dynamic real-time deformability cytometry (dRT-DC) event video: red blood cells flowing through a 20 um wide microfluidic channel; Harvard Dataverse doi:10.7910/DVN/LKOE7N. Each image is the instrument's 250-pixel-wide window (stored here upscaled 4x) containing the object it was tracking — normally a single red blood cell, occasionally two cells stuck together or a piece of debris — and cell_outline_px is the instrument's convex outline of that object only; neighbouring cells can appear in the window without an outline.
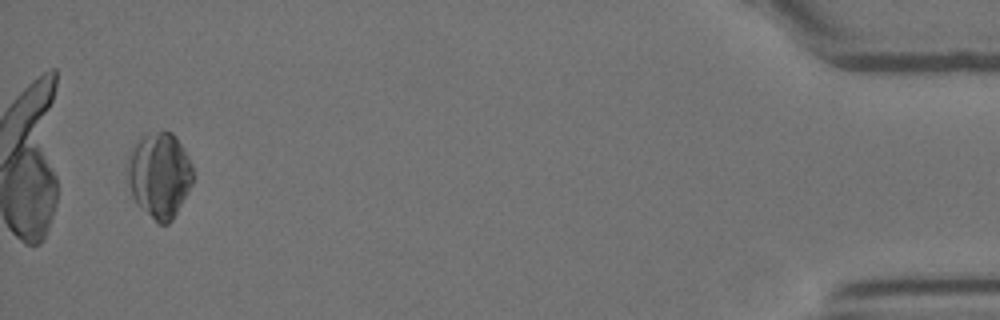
{"species": "Egyptian fruit bat (a non-hibernating species)", "species_latin": "Rousettus aegyptiacus", "temperature_condition": "room temperature", "stored_images_in_passage": 41, "camera_frame_rate_fps": 3000, "um_per_image_px": 0.085, "animal": {"sex": "female"}, "frame": {"image": 1, "passage_image": 39, "time_ms": 12.667, "image_size_px": [1000, 320], "cell_outline_px": [[192, 184], [188, 192], [172, 220], [168, 224], [160, 224], [132, 196], [128, 184], [128, 152], [136, 140], [140, 136], [160, 132], [172, 132], [176, 136], [188, 156], [192, 164]], "centroid_in_image_um": [13.55, 14.84], "position_along_channel_um": 421.6, "area_um2": 32.19}}